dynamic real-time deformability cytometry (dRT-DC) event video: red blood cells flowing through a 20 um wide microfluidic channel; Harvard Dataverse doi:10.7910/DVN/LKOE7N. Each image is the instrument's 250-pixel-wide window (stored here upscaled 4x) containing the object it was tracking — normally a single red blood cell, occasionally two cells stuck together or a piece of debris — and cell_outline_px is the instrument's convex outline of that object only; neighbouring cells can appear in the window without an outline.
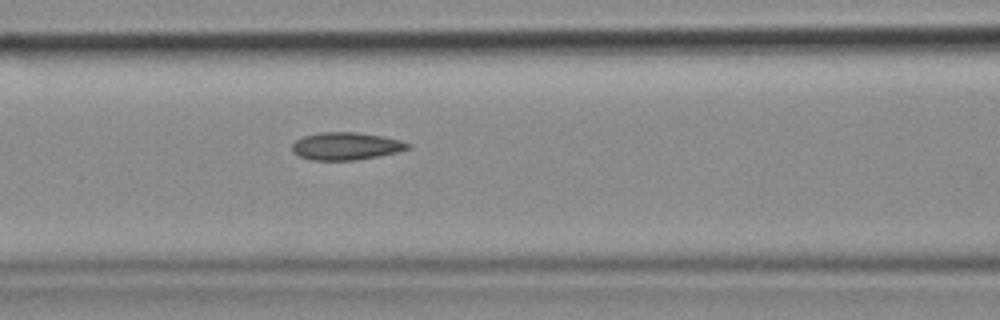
{"species": "common noctule bat (a hibernating species)", "species_latin": "Nyctalus noctula", "temperature_condition": "cold", "stored_images_in_passage": 7, "camera_frame_rate_fps": 3000, "um_per_image_px": 0.085, "animal": {"sex": "female", "body_mass_g": 18.4}, "frame": {"image": 1, "passage_image": 7, "time_ms": 2.0, "image_size_px": [1000, 320], "cell_outline_px": [[412, 148], [396, 152], [356, 160], [312, 160], [300, 156], [292, 148], [292, 144], [296, 140], [304, 136], [320, 132], [356, 132], [380, 136], [400, 140], [412, 144]], "centroid_in_image_um": [29.44, 12.41], "position_along_channel_um": 137.2, "area_um2": 18.38}}